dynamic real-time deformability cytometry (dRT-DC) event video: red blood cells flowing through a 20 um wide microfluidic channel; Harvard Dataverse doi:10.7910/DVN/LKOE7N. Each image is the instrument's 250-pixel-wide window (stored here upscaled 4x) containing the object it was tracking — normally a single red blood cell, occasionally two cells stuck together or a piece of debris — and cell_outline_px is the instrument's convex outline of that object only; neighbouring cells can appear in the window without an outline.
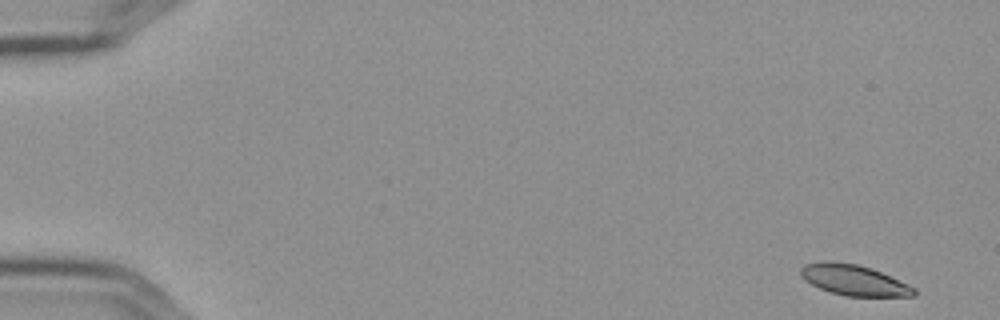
{"species": "Egyptian fruit bat (a non-hibernating species)", "species_latin": "Rousettus aegyptiacus", "temperature_condition": "cold", "stored_images_in_passage": 6, "camera_frame_rate_fps": 3000, "um_per_image_px": 0.085, "frame": {"image": 1, "passage_image": 1, "time_ms": 0.0, "image_size_px": [1000, 320], "cell_outline_px": [[916, 296], [844, 296], [828, 292], [804, 280], [800, 276], [800, 268], [804, 264], [824, 260], [832, 260], [856, 264], [872, 268], [908, 284], [916, 288]], "centroid_in_image_um": [72.54, 23.79], "position_along_channel_um": 12.5, "area_um2": 20.52}}
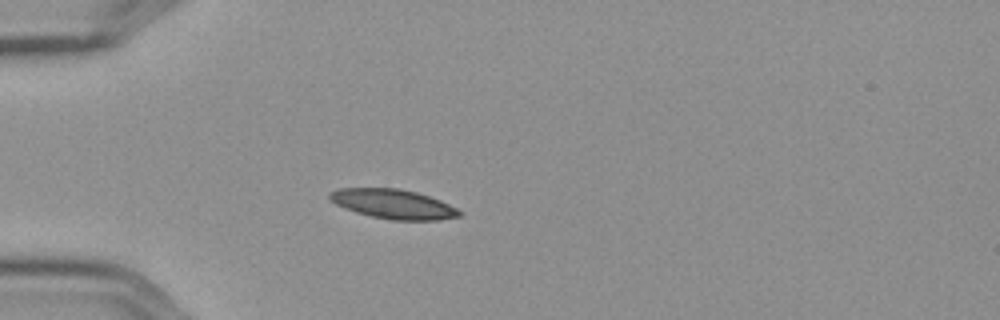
{"frame": {"image": 2, "passage_image": 5, "time_ms": 1.333, "image_size_px": [1000, 320], "cell_outline_px": [[460, 216], [440, 220], [392, 220], [372, 216], [356, 212], [344, 208], [328, 200], [328, 192], [340, 188], [400, 188], [416, 192], [440, 200], [456, 208], [460, 212]], "centroid_in_image_um": [33.38, 17.33], "position_along_channel_um": 51.6, "area_um2": 22.25}}